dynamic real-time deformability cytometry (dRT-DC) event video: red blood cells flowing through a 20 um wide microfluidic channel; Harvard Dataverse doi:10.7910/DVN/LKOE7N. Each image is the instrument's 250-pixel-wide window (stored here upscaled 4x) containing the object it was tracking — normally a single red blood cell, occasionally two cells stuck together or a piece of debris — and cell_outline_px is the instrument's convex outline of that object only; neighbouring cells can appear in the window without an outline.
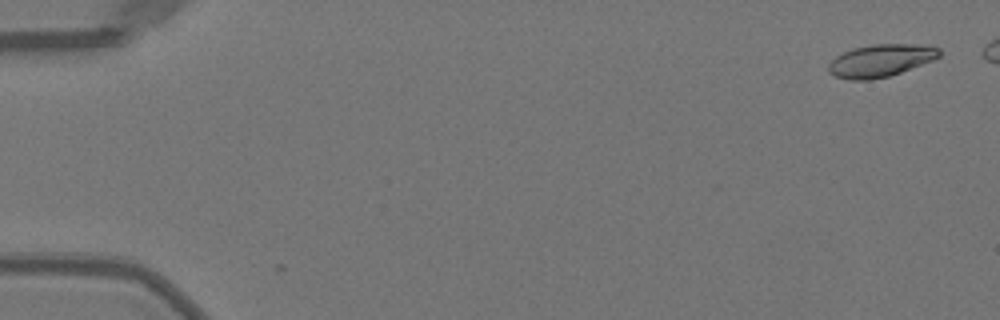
{"species": "Egyptian fruit bat (a non-hibernating species)", "species_latin": "Rousettus aegyptiacus", "temperature_condition": "warm", "stored_images_in_passage": 2, "camera_frame_rate_fps": 3000, "um_per_image_px": 0.085, "animal": {"sex": "female"}, "frame": {"image": 1, "passage_image": 2, "time_ms": 0.333, "image_size_px": [1000, 320], "cell_outline_px": [[940, 56], [932, 60], [900, 72], [888, 76], [868, 80], [848, 80], [836, 76], [828, 72], [828, 64], [836, 56], [852, 48], [876, 44], [908, 44], [940, 48]], "centroid_in_image_um": [74.8, 5.15], "position_along_channel_um": 10.2, "area_um2": 20.63}}